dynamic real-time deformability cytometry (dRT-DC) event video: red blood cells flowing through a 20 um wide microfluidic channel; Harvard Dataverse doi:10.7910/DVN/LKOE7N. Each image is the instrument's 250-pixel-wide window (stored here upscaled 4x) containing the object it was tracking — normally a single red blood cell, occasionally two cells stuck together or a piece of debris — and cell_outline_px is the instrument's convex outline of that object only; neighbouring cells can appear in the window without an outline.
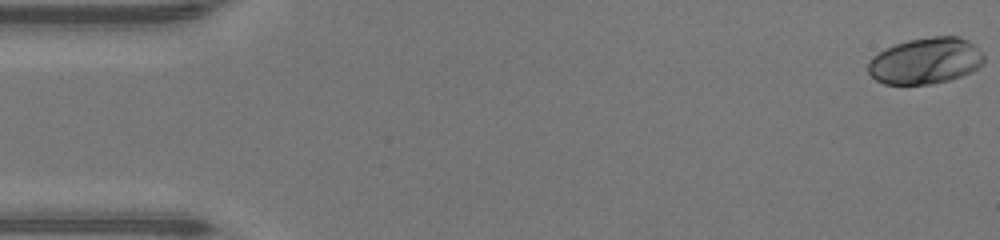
{"species": "human", "species_latin": "Homo sapiens", "temperature_condition": "warm", "stored_images_in_passage": 48, "camera_frame_rate_fps": 3000, "um_per_image_px": 0.085, "donor": {"sex": "male"}, "frame": {"image": 1, "passage_image": 1, "time_ms": 0.0, "image_size_px": [1000, 240], "cell_outline_px": [[984, 64], [972, 72], [948, 80], [932, 84], [884, 84], [876, 80], [868, 72], [868, 64], [872, 56], [896, 44], [908, 40], [932, 36], [956, 36], [968, 40], [984, 56]], "centroid_in_image_um": [78.67, 5.18], "position_along_channel_um": 6.3, "area_um2": 31.1}}
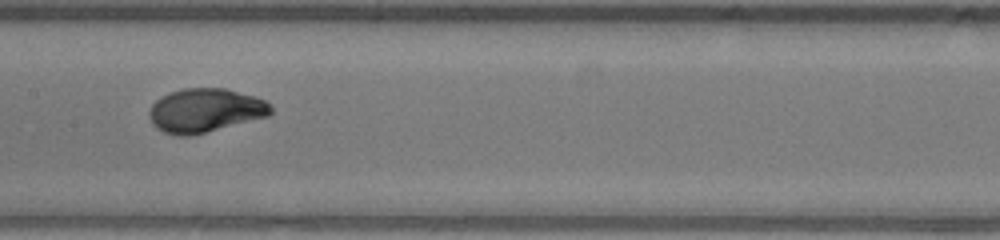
{"frame": {"image": 2, "passage_image": 24, "time_ms": 7.667, "image_size_px": [1000, 240], "cell_outline_px": [[272, 112], [268, 116], [192, 136], [176, 136], [164, 132], [156, 128], [152, 124], [148, 116], [148, 112], [152, 104], [160, 96], [184, 88], [224, 88], [252, 96], [264, 100], [272, 108]], "centroid_in_image_um": [17.39, 9.4], "position_along_channel_um": 190.0, "area_um2": 31.04}}
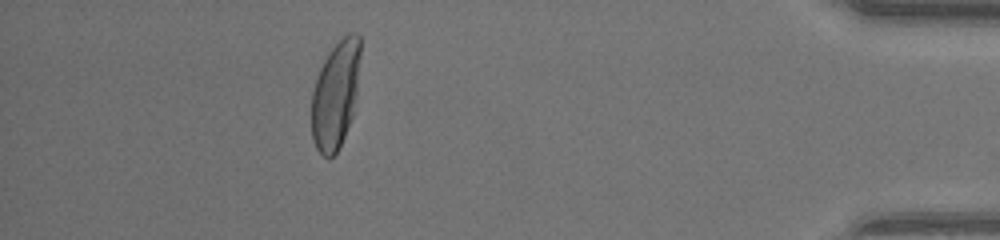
{"frame": {"image": 3, "passage_image": 43, "time_ms": 14.0, "image_size_px": [1000, 240], "cell_outline_px": [[360, 56], [356, 92], [352, 116], [340, 148], [328, 160], [316, 148], [312, 140], [312, 92], [316, 76], [328, 52], [348, 32], [356, 32], [360, 36]], "centroid_in_image_um": [28.51, 8.05], "position_along_channel_um": 406.7, "area_um2": 30.58}, "authors_computed_cell_mechanics": {"area_um2": 30.345, "velocity_mm_per_s": 4.3615, "shape_relaxation_time_tau1_ms": 3.1121, "shape_relaxation_time_tau2_ms": null, "deformation_change_tau1": 0.2238, "deformation_change_tau2": null}}